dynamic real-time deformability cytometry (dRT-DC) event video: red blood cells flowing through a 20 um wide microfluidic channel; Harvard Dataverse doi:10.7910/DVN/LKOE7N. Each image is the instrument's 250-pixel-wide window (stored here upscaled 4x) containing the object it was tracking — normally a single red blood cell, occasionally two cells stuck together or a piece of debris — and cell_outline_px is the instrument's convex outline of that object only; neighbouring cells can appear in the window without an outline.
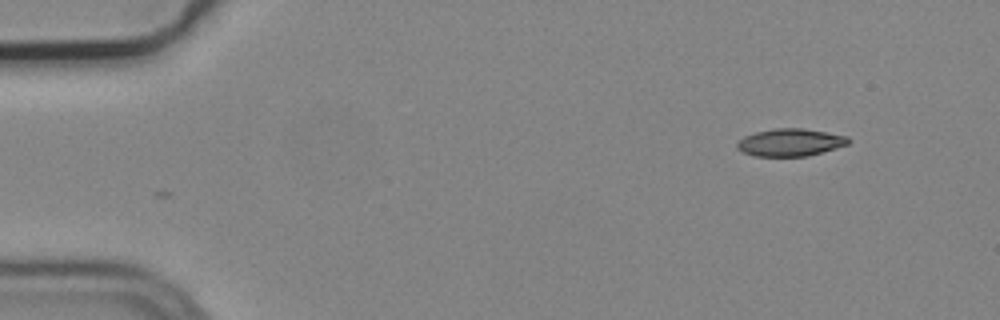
{"species": "common noctule bat (a hibernating species)", "species_latin": "Nyctalus noctula", "temperature_condition": "cold", "stored_images_in_passage": 4, "camera_frame_rate_fps": 3000, "um_per_image_px": 0.085, "animal": {"sex": "male", "body_mass_g": 19.2, "forearm_length_mm": 51.8}, "frame": {"image": 1, "passage_image": 1, "time_ms": 0.0, "image_size_px": [1000, 320], "cell_outline_px": [[852, 140], [848, 144], [836, 148], [808, 156], [752, 156], [736, 148], [736, 144], [744, 136], [756, 132], [776, 128], [804, 128], [848, 136]], "centroid_in_image_um": [67.19, 12.1], "position_along_channel_um": 17.8, "area_um2": 17.86}}
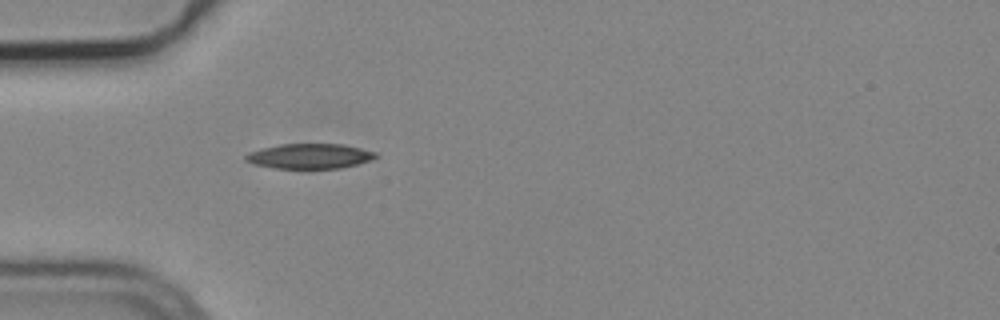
{"frame": {"image": 2, "passage_image": 4, "time_ms": 1.0, "image_size_px": [1000, 320], "cell_outline_px": [[376, 156], [372, 160], [340, 168], [272, 168], [252, 164], [244, 160], [244, 156], [248, 152], [280, 144], [344, 144], [376, 152]], "centroid_in_image_um": [26.28, 13.27], "position_along_channel_um": 58.7, "area_um2": 18.9}}